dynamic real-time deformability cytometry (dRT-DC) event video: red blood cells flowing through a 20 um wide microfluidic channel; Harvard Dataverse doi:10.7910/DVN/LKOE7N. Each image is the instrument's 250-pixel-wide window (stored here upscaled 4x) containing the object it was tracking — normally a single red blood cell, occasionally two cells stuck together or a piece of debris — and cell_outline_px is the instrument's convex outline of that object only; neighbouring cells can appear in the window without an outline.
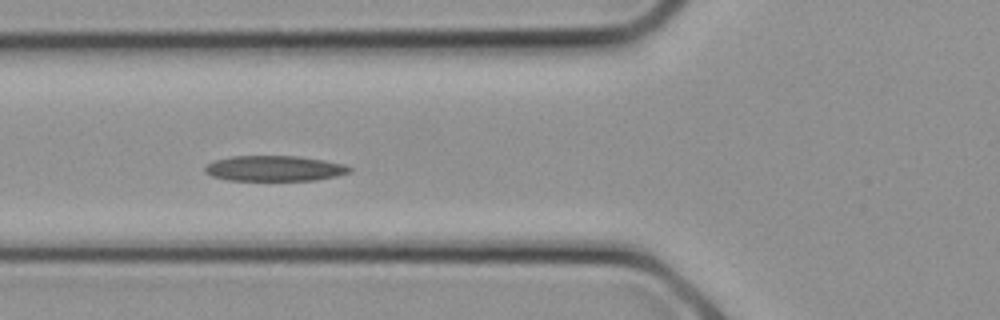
{"species": "common noctule bat (a hibernating species)", "species_latin": "Nyctalus noctula", "temperature_condition": "cold", "stored_images_in_passage": 12, "camera_frame_rate_fps": 3000, "um_per_image_px": 0.085, "animal": {"sex": "female", "body_mass_g": 21.9}, "frame": {"image": 1, "passage_image": 9, "time_ms": 2.667, "image_size_px": [1000, 320], "cell_outline_px": [[352, 168], [348, 172], [336, 176], [316, 180], [228, 180], [212, 176], [204, 172], [204, 168], [212, 160], [232, 156], [300, 156], [324, 160], [344, 164]], "centroid_in_image_um": [23.3, 14.31], "position_along_channel_um": 102.5, "area_um2": 21.44}}
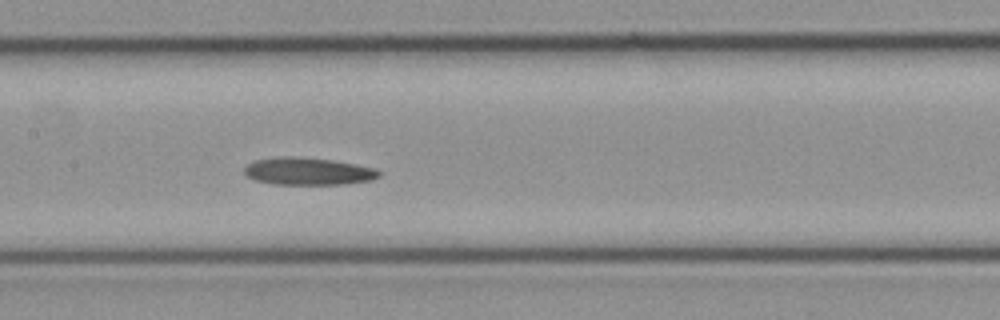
{"frame": {"image": 2, "passage_image": 12, "time_ms": 3.667, "image_size_px": [1000, 320], "cell_outline_px": [[380, 176], [372, 180], [344, 184], [272, 184], [256, 180], [248, 176], [244, 172], [244, 168], [252, 160], [276, 156], [296, 156], [332, 160], [376, 168], [380, 172]], "centroid_in_image_um": [26.17, 14.55], "position_along_channel_um": 181.2, "area_um2": 21.62}}